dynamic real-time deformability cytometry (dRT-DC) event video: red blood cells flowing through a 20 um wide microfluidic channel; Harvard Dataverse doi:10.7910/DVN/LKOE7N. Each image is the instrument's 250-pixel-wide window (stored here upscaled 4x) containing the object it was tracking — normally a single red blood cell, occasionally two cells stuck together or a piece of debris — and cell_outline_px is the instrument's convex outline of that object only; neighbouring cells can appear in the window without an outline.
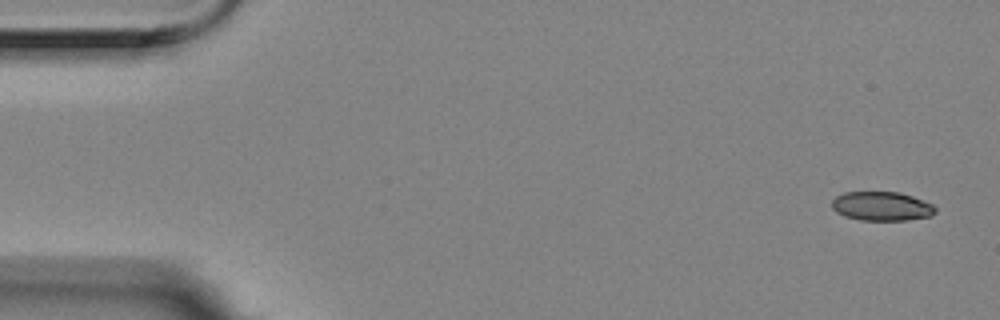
{"species": "Egyptian fruit bat (a non-hibernating species)", "species_latin": "Rousettus aegyptiacus", "temperature_condition": "room temperature", "stored_images_in_passage": 3, "camera_frame_rate_fps": 3000, "um_per_image_px": 0.085, "animal": {"sex": "female"}, "frame": {"image": 1, "passage_image": 1, "time_ms": 0.0, "image_size_px": [1000, 320], "cell_outline_px": [[936, 212], [932, 216], [908, 220], [860, 220], [844, 216], [836, 212], [832, 208], [832, 200], [836, 196], [844, 192], [900, 192], [912, 196], [932, 204], [936, 208]], "centroid_in_image_um": [74.94, 17.53], "position_along_channel_um": 10.1, "area_um2": 17.63}}